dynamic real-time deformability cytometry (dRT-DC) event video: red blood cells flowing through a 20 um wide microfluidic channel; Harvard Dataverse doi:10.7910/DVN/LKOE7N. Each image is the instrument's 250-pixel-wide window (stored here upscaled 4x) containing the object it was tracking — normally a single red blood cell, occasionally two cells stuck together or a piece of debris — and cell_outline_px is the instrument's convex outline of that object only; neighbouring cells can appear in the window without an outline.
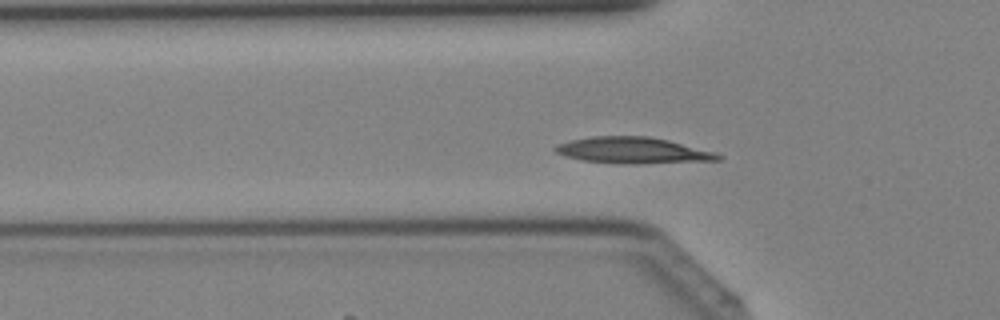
{"species": "Egyptian fruit bat (a non-hibernating species)", "species_latin": "Rousettus aegyptiacus", "temperature_condition": "cold", "stored_images_in_passage": 33, "camera_frame_rate_fps": 3000, "um_per_image_px": 0.085, "animal": {"sex": "female"}, "frame": {"image": 1, "passage_image": 11, "time_ms": 3.333, "image_size_px": [1000, 320], "cell_outline_px": [[724, 156], [720, 160], [640, 164], [624, 164], [580, 160], [556, 152], [552, 148], [560, 144], [572, 140], [592, 136], [648, 136], [668, 140], [716, 152]], "centroid_in_image_um": [53.85, 12.79], "position_along_channel_um": 71.9, "area_um2": 24.85}}
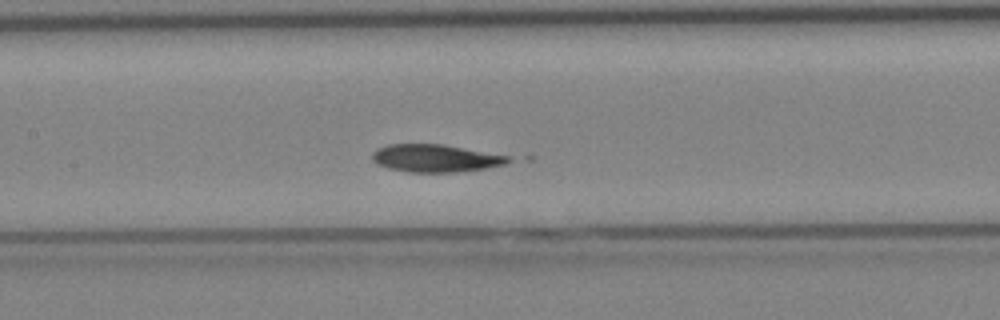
{"frame": {"image": 2, "passage_image": 17, "time_ms": 5.333, "image_size_px": [1000, 320], "cell_outline_px": [[512, 160], [504, 164], [484, 168], [456, 172], [408, 172], [388, 168], [376, 164], [372, 160], [372, 152], [376, 148], [388, 144], [444, 144], [508, 156]], "centroid_in_image_um": [36.94, 13.44], "position_along_channel_um": 170.5, "area_um2": 21.85}}
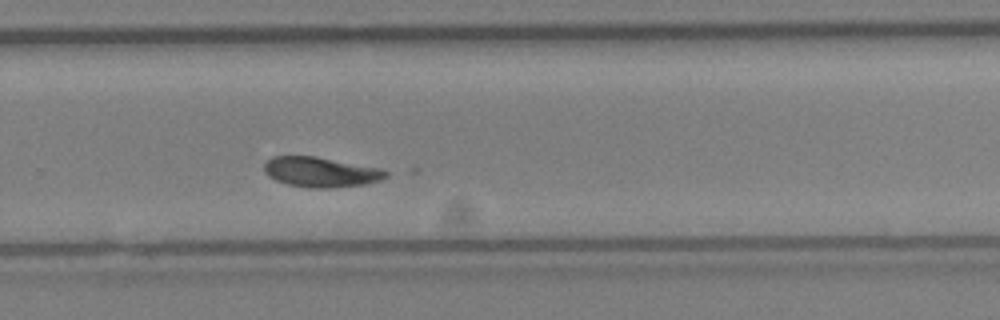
{"frame": {"image": 3, "passage_image": 25, "time_ms": 8.0, "image_size_px": [1000, 320], "cell_outline_px": [[388, 176], [380, 180], [368, 184], [332, 188], [308, 188], [288, 184], [276, 180], [268, 176], [264, 172], [264, 164], [272, 156], [316, 156], [376, 168], [388, 172]], "centroid_in_image_um": [27.23, 14.63], "position_along_channel_um": 302.6, "area_um2": 21.21}}